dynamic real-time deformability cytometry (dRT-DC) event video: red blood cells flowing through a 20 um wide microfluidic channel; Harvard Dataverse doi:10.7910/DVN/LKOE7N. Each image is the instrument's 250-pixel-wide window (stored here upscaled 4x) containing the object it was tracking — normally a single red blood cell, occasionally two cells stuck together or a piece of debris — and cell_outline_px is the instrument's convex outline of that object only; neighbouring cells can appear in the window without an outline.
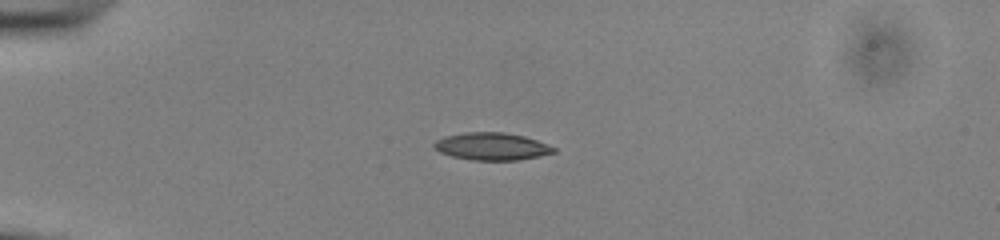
{"species": "common noctule bat (a hibernating species)", "species_latin": "Nyctalus noctula", "temperature_condition": "cold", "stored_images_in_passage": 40, "camera_frame_rate_fps": 3000, "um_per_image_px": 0.085, "animal": {"sex": "male", "body_mass_g": 13.0, "forearm_length_mm": 53.1}, "frame": {"image": 1, "passage_image": 1, "time_ms": 0.0, "image_size_px": [1000, 240], "cell_outline_px": [[556, 152], [540, 156], [516, 160], [472, 160], [452, 156], [440, 152], [432, 144], [436, 140], [444, 136], [464, 132], [504, 132], [524, 136], [536, 140], [556, 148]], "centroid_in_image_um": [41.79, 12.44], "position_along_channel_um": 43.2, "area_um2": 19.07}}
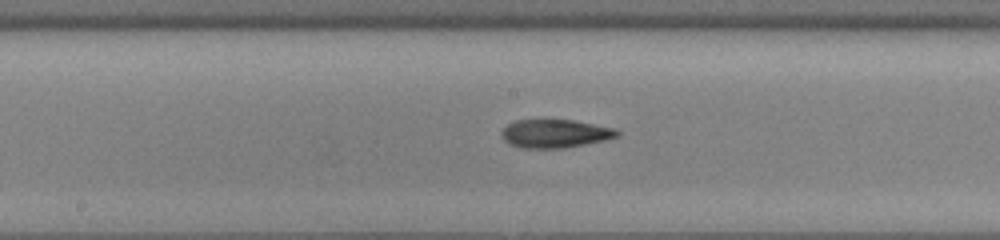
{"frame": {"image": 2, "passage_image": 16, "time_ms": 5.0, "image_size_px": [1000, 240], "cell_outline_px": [[620, 136], [604, 140], [564, 148], [520, 148], [508, 144], [500, 136], [500, 132], [508, 124], [516, 120], [544, 116], [572, 120], [616, 128], [620, 132]], "centroid_in_image_um": [47.12, 11.31], "position_along_channel_um": 201.1, "area_um2": 20.0}}
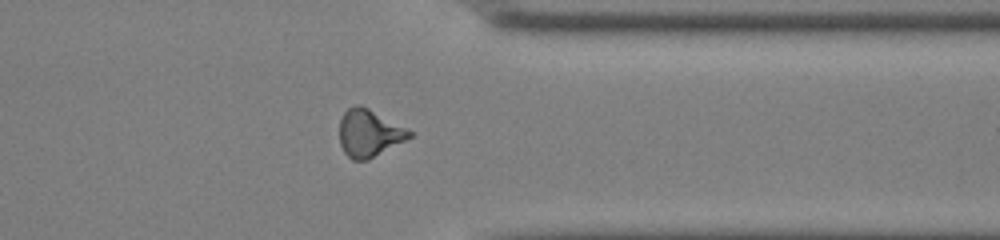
{"frame": {"image": 3, "passage_image": 30, "time_ms": 9.667, "image_size_px": [1000, 240], "cell_outline_px": [[416, 132], [412, 136], [368, 160], [352, 160], [344, 152], [340, 144], [340, 120], [344, 112], [348, 108], [356, 104], [360, 104]], "centroid_in_image_um": [31.38, 11.31], "position_along_channel_um": 380.0, "area_um2": 19.31}, "authors_computed_cell_mechanics": {"area_um2": 19.074, "velocity_mm_per_s": 3.904, "shape_relaxation_time_tau1_ms": 6.3516, "shape_relaxation_time_tau2_ms": 4.1989, "deformation_change_tau1": 0.1696, "deformation_change_tau2": 0.1336}}